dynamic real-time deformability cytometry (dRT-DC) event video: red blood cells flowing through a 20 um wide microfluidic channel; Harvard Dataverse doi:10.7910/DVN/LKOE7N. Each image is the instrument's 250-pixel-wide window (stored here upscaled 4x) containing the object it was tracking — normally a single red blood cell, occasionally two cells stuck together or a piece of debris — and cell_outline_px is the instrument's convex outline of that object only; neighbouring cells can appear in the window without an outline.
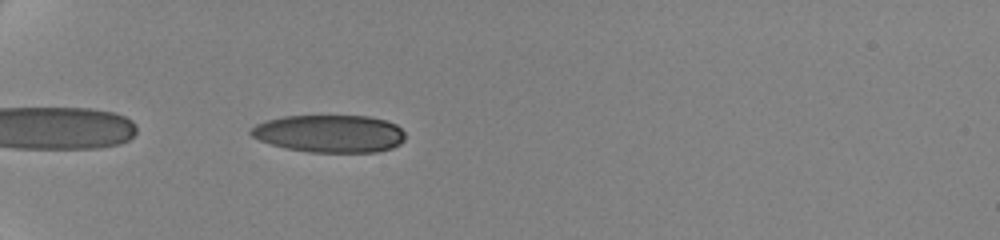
{"species": "human", "species_latin": "Homo sapiens", "temperature_condition": "cold", "stored_images_in_passage": 13, "camera_frame_rate_fps": 3000, "um_per_image_px": 0.085, "donor": {"sex": "female"}, "frame": {"image": 1, "passage_image": 2, "time_ms": 0.667, "image_size_px": [1000, 240], "cell_outline_px": [[404, 140], [400, 144], [392, 148], [376, 152], [308, 152], [288, 148], [272, 144], [260, 140], [252, 136], [248, 132], [256, 124], [268, 120], [284, 116], [368, 116], [384, 120], [396, 124], [404, 132]], "centroid_in_image_um": [28.04, 11.36], "position_along_channel_um": 57.0, "area_um2": 33.64}}
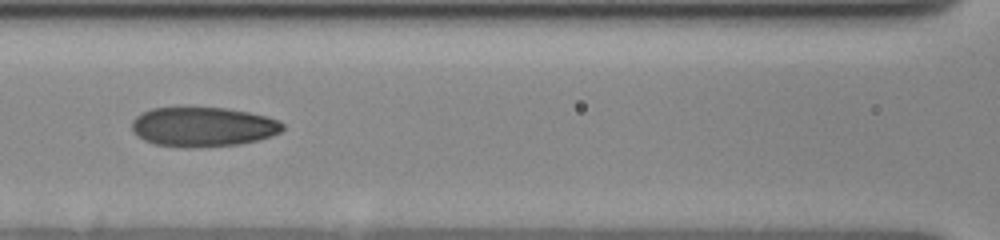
{"frame": {"image": 2, "passage_image": 9, "time_ms": 4.0, "image_size_px": [1000, 240], "cell_outline_px": [[284, 128], [280, 132], [272, 136], [240, 144], [192, 148], [176, 148], [156, 144], [144, 140], [136, 136], [132, 132], [132, 120], [136, 116], [152, 108], [228, 108], [248, 112], [280, 120], [284, 124]], "centroid_in_image_um": [17.24, 10.8], "position_along_channel_um": 149.4, "area_um2": 34.97}}
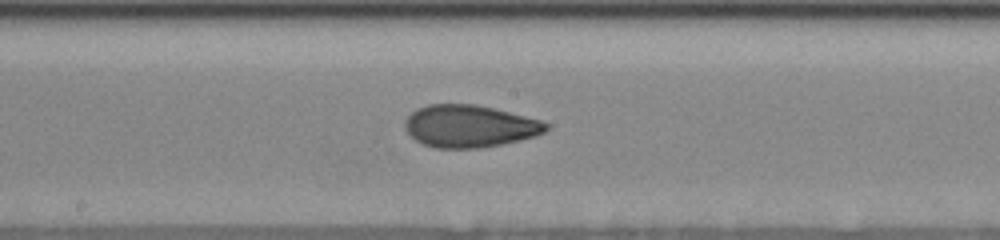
{"frame": {"image": 3, "passage_image": 12, "time_ms": 5.667, "image_size_px": [1000, 240], "cell_outline_px": [[548, 128], [544, 132], [532, 136], [500, 144], [480, 148], [436, 148], [420, 144], [408, 132], [404, 124], [408, 116], [416, 108], [428, 104], [476, 104], [540, 120], [548, 124]], "centroid_in_image_um": [39.85, 10.72], "position_along_channel_um": 208.3, "area_um2": 34.39}}